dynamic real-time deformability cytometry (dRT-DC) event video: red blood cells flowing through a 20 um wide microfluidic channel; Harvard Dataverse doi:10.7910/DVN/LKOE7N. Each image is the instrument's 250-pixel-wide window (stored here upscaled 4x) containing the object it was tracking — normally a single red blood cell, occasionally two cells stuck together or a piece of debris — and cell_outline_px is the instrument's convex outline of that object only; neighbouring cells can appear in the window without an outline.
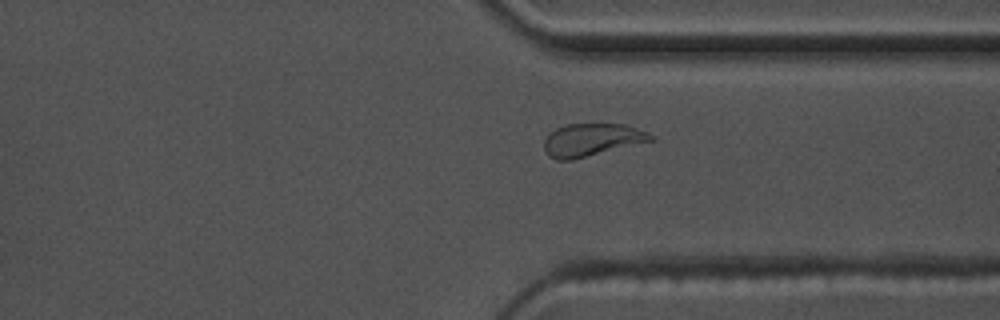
{"species": "common noctule bat (a hibernating species)", "species_latin": "Nyctalus noctula", "temperature_condition": "warm", "stored_images_in_passage": 46, "camera_frame_rate_fps": 3000, "um_per_image_px": 0.085, "animal": {"sex": "male", "body_mass_g": 17.5, "forearm_length_mm": 52.3}, "frame": {"image": 1, "passage_image": 32, "time_ms": 10.333, "image_size_px": [1000, 320], "cell_outline_px": [[652, 140], [572, 160], [556, 160], [548, 156], [544, 148], [544, 140], [556, 128], [568, 124], [624, 124], [648, 132], [652, 136]], "centroid_in_image_um": [50.25, 11.89], "position_along_channel_um": 361.1, "area_um2": 19.94}}
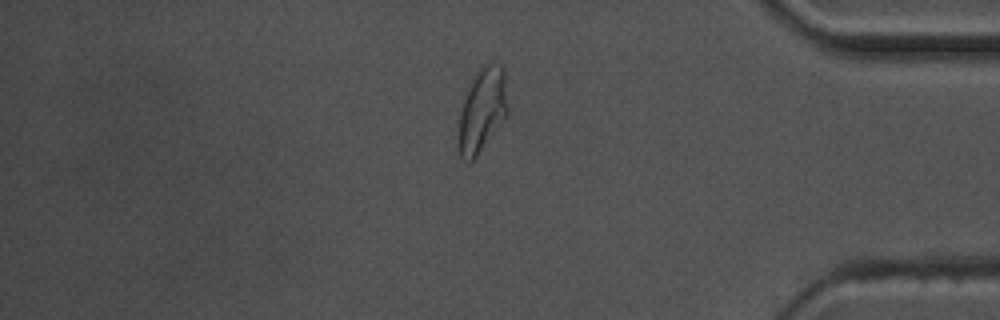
{"frame": {"image": 2, "passage_image": 37, "time_ms": 12.0, "image_size_px": [1000, 320], "cell_outline_px": [[508, 116], [476, 156], [472, 160], [464, 160], [460, 156], [456, 144], [460, 108], [472, 76], [480, 64], [500, 64], [504, 68], [508, 104]], "centroid_in_image_um": [40.97, 9.33], "position_along_channel_um": 394.2, "area_um2": 24.85}, "authors_computed_cell_mechanics": {"area_um2": 20.4323, "velocity_mm_per_s": 3.6248, "shape_relaxation_time_tau1_ms": 6.1597, "shape_relaxation_time_tau2_ms": 2.1557, "deformation_change_tau1": 0.1983, "deformation_change_tau2": 0.0928}}